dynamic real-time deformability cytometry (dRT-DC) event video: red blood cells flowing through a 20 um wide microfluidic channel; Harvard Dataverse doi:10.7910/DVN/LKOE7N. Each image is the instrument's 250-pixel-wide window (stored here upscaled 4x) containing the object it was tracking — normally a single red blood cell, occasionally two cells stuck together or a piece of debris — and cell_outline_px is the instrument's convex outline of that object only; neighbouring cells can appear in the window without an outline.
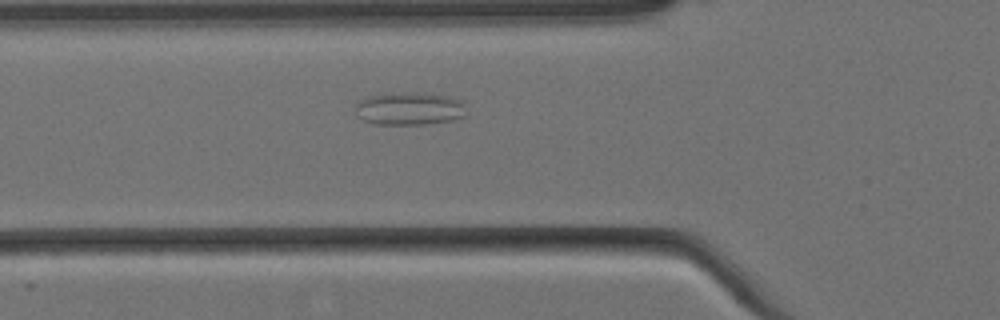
{"species": "Egyptian fruit bat (a non-hibernating species)", "species_latin": "Rousettus aegyptiacus", "temperature_condition": "cold", "stored_images_in_passage": 6, "camera_frame_rate_fps": 3000, "um_per_image_px": 0.085, "animal": {"sex": "female"}, "frame": {"image": 1, "passage_image": 6, "time_ms": 1.667, "image_size_px": [1000, 320], "cell_outline_px": [[464, 116], [448, 120], [424, 124], [372, 124], [360, 120], [356, 116], [356, 104], [360, 100], [368, 96], [388, 92], [416, 92], [448, 96], [460, 100], [464, 104]], "centroid_in_image_um": [34.71, 9.22], "position_along_channel_um": 91.1, "area_um2": 21.39}}